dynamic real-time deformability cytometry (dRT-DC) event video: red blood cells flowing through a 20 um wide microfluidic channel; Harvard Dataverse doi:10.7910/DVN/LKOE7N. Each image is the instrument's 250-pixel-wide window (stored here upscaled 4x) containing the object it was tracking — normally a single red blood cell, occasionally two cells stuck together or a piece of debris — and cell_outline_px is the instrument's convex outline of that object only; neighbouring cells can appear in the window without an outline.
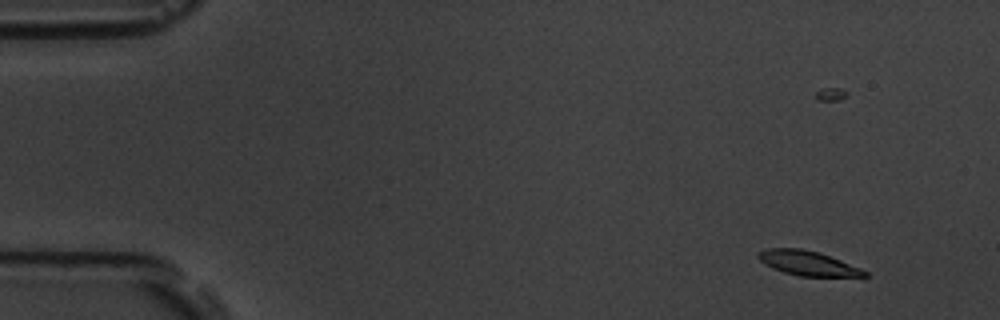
{"species": "common noctule bat (a hibernating species)", "species_latin": "Nyctalus noctula", "temperature_condition": "room temperature", "stored_images_in_passage": 6, "segment_of_instrument_passage": [1, 2], "camera_frame_rate_fps": 3000, "um_per_image_px": 0.085, "animal": {"sex": "male", "body_mass_g": 19.5, "forearm_length_mm": 54.6}, "frame": {"image": 1, "passage_image": 2, "time_ms": 1.0, "image_size_px": [1000, 320], "cell_outline_px": [[868, 276], [864, 280], [800, 276], [784, 272], [772, 268], [764, 264], [756, 256], [756, 252], [764, 248], [800, 248], [820, 252], [860, 268], [868, 272]], "centroid_in_image_um": [68.79, 22.42], "position_along_channel_um": 16.2, "area_um2": 16.24}}